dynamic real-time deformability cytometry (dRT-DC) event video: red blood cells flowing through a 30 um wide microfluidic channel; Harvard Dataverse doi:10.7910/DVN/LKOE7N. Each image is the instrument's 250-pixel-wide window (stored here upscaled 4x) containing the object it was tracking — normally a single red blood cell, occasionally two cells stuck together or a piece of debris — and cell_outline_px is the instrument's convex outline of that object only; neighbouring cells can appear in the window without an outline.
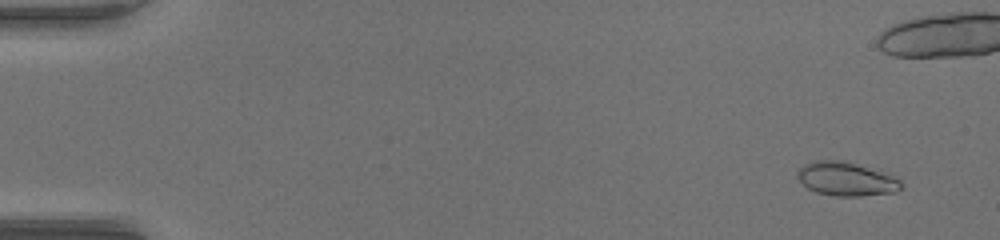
{"species": "common noctule bat (a hibernating species)", "species_latin": "Nyctalus noctula", "temperature_condition": "warm", "stored_images_in_passage": 53, "camera_frame_rate_fps": 3000, "um_per_image_px": 0.085, "animal": {"sex": "female", "body_mass_g": 17.0, "forearm_length_mm": 48.0}, "frame": {"image": 1, "passage_image": 4, "time_ms": 1.0, "image_size_px": [1000, 240], "cell_outline_px": [[904, 184], [896, 192], [860, 196], [836, 196], [816, 192], [808, 188], [796, 176], [796, 172], [804, 164], [816, 160], [844, 160], [892, 176], [900, 180]], "centroid_in_image_um": [71.9, 15.22], "position_along_channel_um": 13.1, "area_um2": 20.17}}
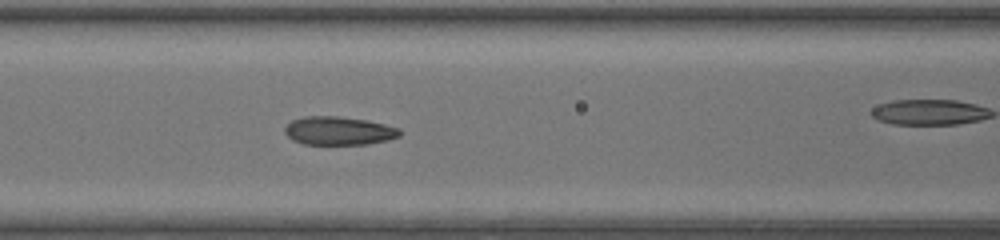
{"frame": {"image": 2, "passage_image": 24, "time_ms": 7.667, "image_size_px": [1000, 240], "cell_outline_px": [[400, 136], [388, 140], [368, 144], [304, 144], [292, 140], [284, 132], [284, 128], [292, 120], [304, 116], [340, 116], [368, 120], [400, 128]], "centroid_in_image_um": [28.8, 11.11], "position_along_channel_um": 137.8, "area_um2": 19.13}}
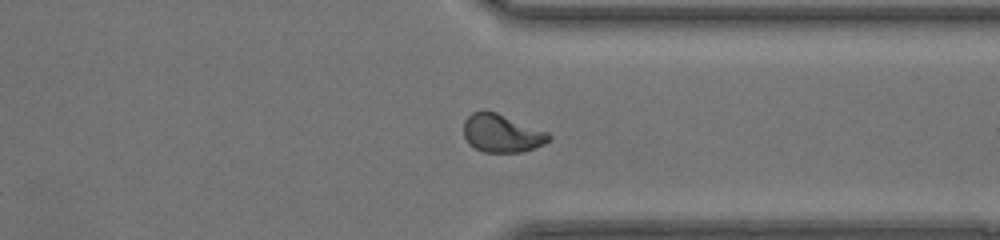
{"frame": {"image": 3, "passage_image": 41, "time_ms": 13.333, "image_size_px": [1000, 240], "cell_outline_px": [[552, 140], [544, 144], [520, 152], [484, 152], [468, 144], [464, 136], [464, 120], [472, 112], [496, 112], [548, 132], [552, 136]], "centroid_in_image_um": [42.66, 11.34], "position_along_channel_um": 368.7, "area_um2": 18.73}, "authors_computed_cell_mechanics": {"area_um2": 19.0162, "velocity_mm_per_s": 4.0867, "shape_relaxation_time_tau1_ms": 6.5753, "shape_relaxation_time_tau2_ms": 0.7283, "deformation_change_tau1": 0.2484, "deformation_change_tau2": 0.0578}}